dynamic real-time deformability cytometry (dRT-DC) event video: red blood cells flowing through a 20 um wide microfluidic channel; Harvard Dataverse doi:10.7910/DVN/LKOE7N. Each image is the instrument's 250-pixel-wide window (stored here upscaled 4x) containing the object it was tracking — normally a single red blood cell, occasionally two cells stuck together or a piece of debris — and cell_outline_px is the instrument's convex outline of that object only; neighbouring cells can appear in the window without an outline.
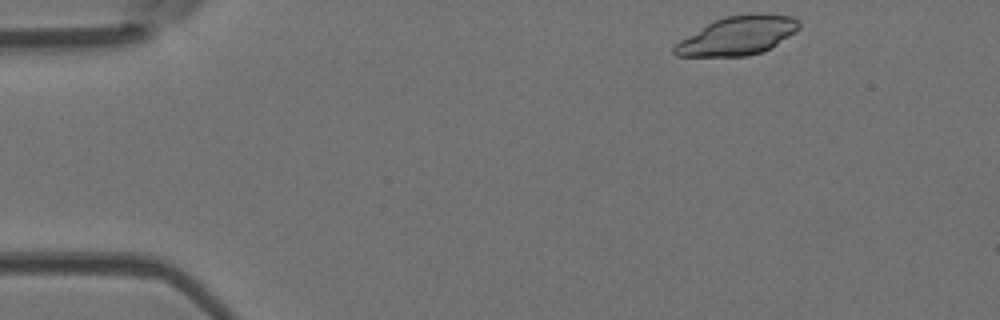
{"species": "Egyptian fruit bat (a non-hibernating species)", "species_latin": "Rousettus aegyptiacus", "temperature_condition": "room temperature", "stored_images_in_passage": 43, "camera_frame_rate_fps": 3000, "um_per_image_px": 0.085, "animal": {"sex": "female"}, "frame": {"image": 1, "passage_image": 1, "time_ms": 0.0, "image_size_px": [1000, 320], "cell_outline_px": [[800, 28], [796, 32], [772, 48], [748, 56], [676, 56], [672, 52], [672, 48], [680, 40], [708, 24], [716, 20], [728, 16], [748, 12], [756, 12], [792, 16], [800, 20]], "centroid_in_image_um": [62.76, 3.02], "position_along_channel_um": 22.2, "area_um2": 28.26}}
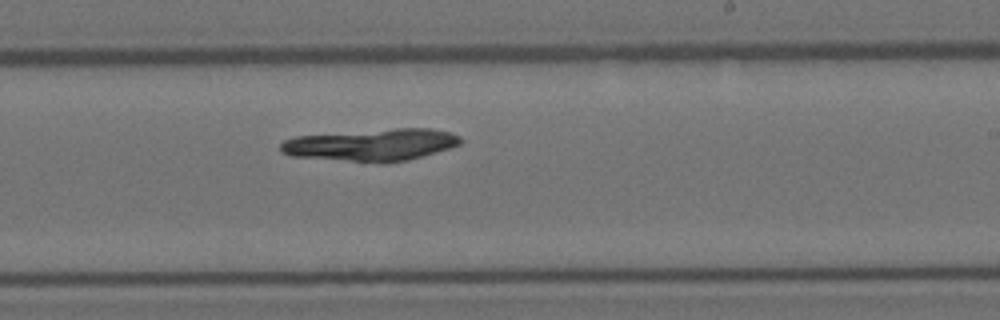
{"frame": {"image": 2, "passage_image": 24, "time_ms": 7.667, "image_size_px": [1000, 320], "cell_outline_px": [[464, 140], [460, 144], [448, 148], [408, 160], [384, 164], [380, 164], [292, 156], [280, 152], [280, 144], [284, 140], [296, 136], [396, 128], [428, 128], [448, 132], [460, 136]], "centroid_in_image_um": [31.56, 12.32], "position_along_channel_um": 257.4, "area_um2": 33.76}}
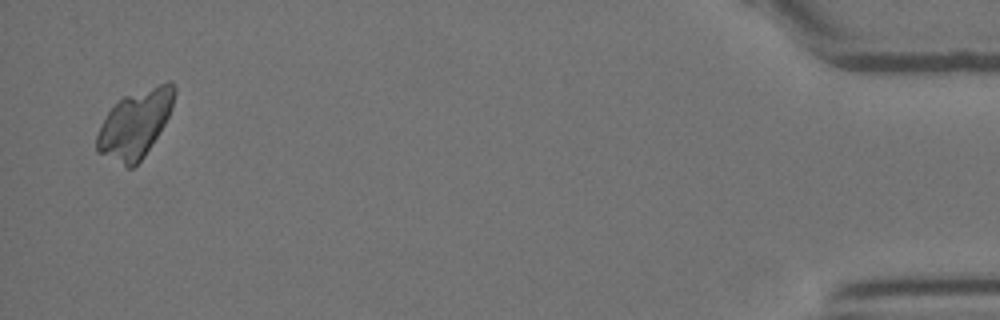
{"frame": {"image": 3, "passage_image": 42, "time_ms": 13.667, "image_size_px": [1000, 320], "cell_outline_px": [[176, 92], [172, 108], [160, 132], [144, 156], [132, 168], [128, 168], [96, 152], [96, 136], [108, 112], [124, 96], [168, 80], [172, 80], [176, 88]], "centroid_in_image_um": [11.51, 10.52], "position_along_channel_um": 423.7, "area_um2": 30.35}}